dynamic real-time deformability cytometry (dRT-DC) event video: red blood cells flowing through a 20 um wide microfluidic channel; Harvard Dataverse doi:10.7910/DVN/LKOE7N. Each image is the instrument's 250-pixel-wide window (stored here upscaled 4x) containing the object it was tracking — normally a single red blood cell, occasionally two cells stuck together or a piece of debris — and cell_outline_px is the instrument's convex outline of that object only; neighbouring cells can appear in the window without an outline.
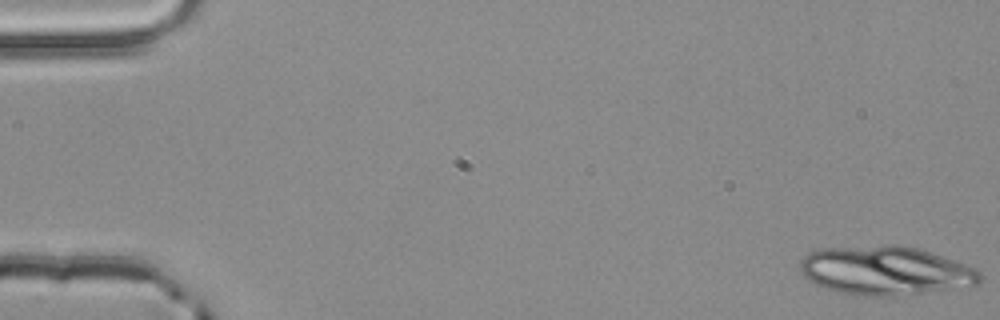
{"species": "common noctule bat (a hibernating species)", "species_latin": "Nyctalus noctula", "temperature_condition": "room temperature", "stored_images_in_passage": 3, "segment_of_instrument_passage": [2, 2], "camera_frame_rate_fps": 3000, "um_per_image_px": 0.085, "animal": {"sex": "male", "body_mass_g": 20.4}, "frame": {"image": 1, "passage_image": 3, "time_ms": 0.667, "image_size_px": [1000, 320], "cell_outline_px": [[984, 276], [980, 284], [896, 296], [864, 296], [840, 292], [824, 288], [808, 280], [800, 272], [800, 260], [808, 252], [820, 248], [892, 244], [900, 244], [920, 248], [980, 268]], "centroid_in_image_um": [75.3, 22.98], "position_along_channel_um": 9.7, "area_um2": 52.02}}